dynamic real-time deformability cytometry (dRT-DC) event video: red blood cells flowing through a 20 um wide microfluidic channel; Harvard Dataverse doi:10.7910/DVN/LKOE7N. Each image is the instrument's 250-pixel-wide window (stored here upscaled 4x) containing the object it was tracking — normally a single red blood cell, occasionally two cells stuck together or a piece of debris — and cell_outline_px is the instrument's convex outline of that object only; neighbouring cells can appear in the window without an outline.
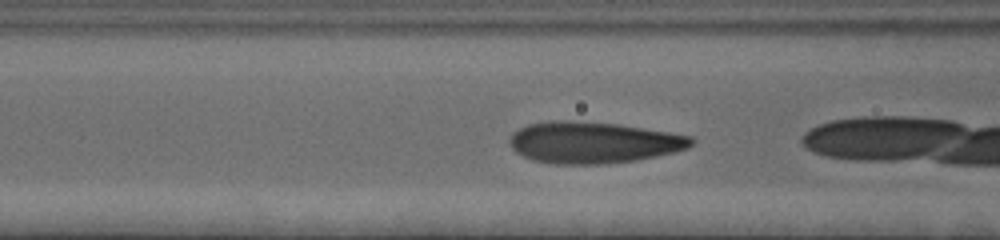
{"species": "human", "species_latin": "Homo sapiens", "temperature_condition": "cold", "stored_images_in_passage": 7, "camera_frame_rate_fps": 3000, "um_per_image_px": 0.085, "donor": {"sex": "female"}, "frame": {"image": 1, "passage_image": 3, "time_ms": 0.667, "image_size_px": [1000, 240], "cell_outline_px": [[696, 140], [688, 148], [676, 152], [636, 160], [604, 164], [556, 164], [532, 160], [516, 152], [508, 144], [508, 140], [520, 128], [528, 124], [556, 120], [564, 120], [620, 124], [692, 136]], "centroid_in_image_um": [50.45, 12.11], "position_along_channel_um": 116.1, "area_um2": 43.93}}